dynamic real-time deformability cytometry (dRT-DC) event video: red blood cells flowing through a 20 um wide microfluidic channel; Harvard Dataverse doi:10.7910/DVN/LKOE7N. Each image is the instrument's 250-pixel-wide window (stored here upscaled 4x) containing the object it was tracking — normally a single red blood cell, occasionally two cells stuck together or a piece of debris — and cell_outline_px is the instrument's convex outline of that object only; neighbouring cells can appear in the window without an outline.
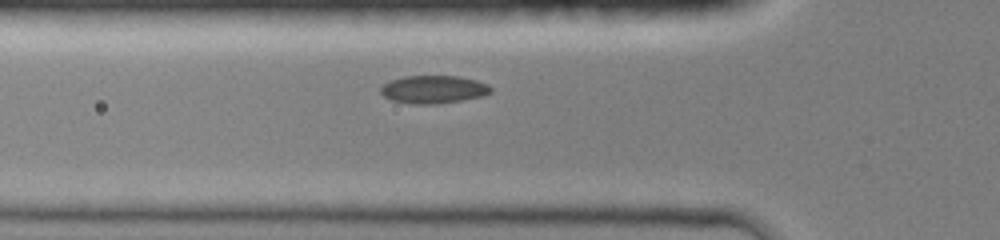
{"species": "common noctule bat (a hibernating species)", "species_latin": "Nyctalus noctula", "temperature_condition": "room temperature", "stored_images_in_passage": 31, "camera_frame_rate_fps": 3000, "um_per_image_px": 0.085, "animal": {"sex": "female", "body_mass_g": 19.0, "forearm_length_mm": 51.5}, "frame": {"image": 1, "passage_image": 8, "time_ms": 2.667, "image_size_px": [1000, 240], "cell_outline_px": [[492, 92], [484, 96], [436, 104], [412, 104], [392, 100], [384, 96], [380, 92], [380, 88], [384, 84], [392, 80], [404, 76], [456, 76], [476, 80], [488, 84], [492, 88]], "centroid_in_image_um": [36.86, 7.6], "position_along_channel_um": 88.9, "area_um2": 17.86}}
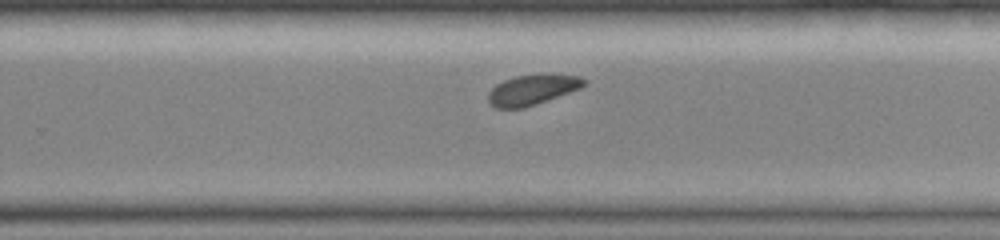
{"frame": {"image": 2, "passage_image": 22, "time_ms": 7.333, "image_size_px": [1000, 240], "cell_outline_px": [[588, 80], [580, 88], [536, 104], [524, 108], [496, 108], [488, 100], [488, 92], [496, 84], [504, 80], [516, 76], [580, 76]], "centroid_in_image_um": [45.2, 7.66], "position_along_channel_um": 284.6, "area_um2": 16.18}}
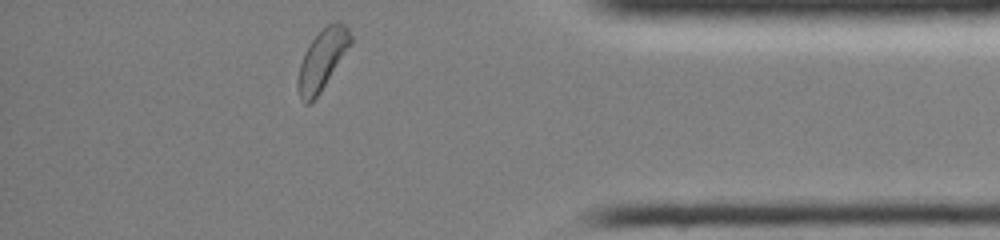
{"frame": {"image": 3, "passage_image": 31, "time_ms": 10.667, "image_size_px": [1000, 240], "cell_outline_px": [[352, 44], [320, 92], [308, 104], [304, 104], [300, 100], [296, 84], [300, 64], [304, 52], [308, 44], [328, 24], [336, 20], [344, 24], [348, 28], [352, 36]], "centroid_in_image_um": [27.38, 5.07], "position_along_channel_um": 407.8, "area_um2": 18.5}, "authors_computed_cell_mechanics": {"area_um2": 17.7446, "velocity_mm_per_s": 4.2044, "shape_relaxation_time_tau1_ms": 1.4529, "shape_relaxation_time_tau2_ms": 10.5021, "deformation_change_tau1": 0.0608, "deformation_change_tau2": 0.1283}}